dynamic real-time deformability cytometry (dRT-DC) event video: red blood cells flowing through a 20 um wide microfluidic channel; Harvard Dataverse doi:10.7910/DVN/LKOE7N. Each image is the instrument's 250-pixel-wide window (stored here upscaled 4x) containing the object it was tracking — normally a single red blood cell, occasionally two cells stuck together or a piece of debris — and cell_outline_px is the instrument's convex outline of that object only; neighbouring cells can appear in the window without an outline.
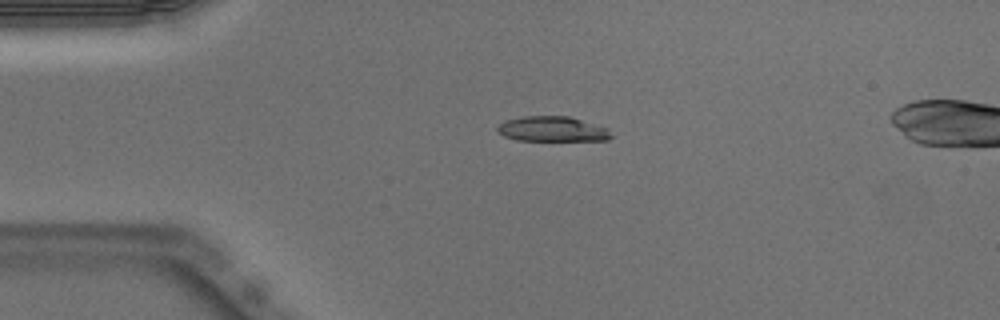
{"species": "Egyptian fruit bat (a non-hibernating species)", "species_latin": "Rousettus aegyptiacus", "temperature_condition": "warm", "stored_images_in_passage": 7, "camera_frame_rate_fps": 3000, "um_per_image_px": 0.085, "animal": {"sex": "male"}, "frame": {"image": 1, "passage_image": 1, "time_ms": 0.0, "image_size_px": [1000, 320], "cell_outline_px": [[616, 136], [608, 140], [516, 140], [504, 136], [496, 132], [496, 128], [504, 120], [524, 116], [568, 116], [608, 128]], "centroid_in_image_um": [46.96, 10.97], "position_along_channel_um": 38.0, "area_um2": 16.76}}